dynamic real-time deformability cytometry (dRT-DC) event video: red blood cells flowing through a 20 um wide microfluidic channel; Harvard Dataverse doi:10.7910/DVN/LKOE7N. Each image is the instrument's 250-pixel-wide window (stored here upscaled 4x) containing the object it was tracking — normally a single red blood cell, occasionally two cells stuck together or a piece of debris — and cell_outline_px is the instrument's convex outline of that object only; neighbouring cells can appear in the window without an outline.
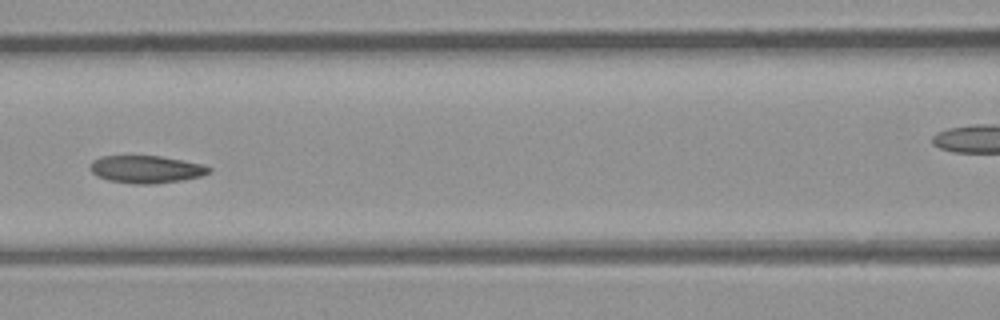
{"species": "common noctule bat (a hibernating species)", "species_latin": "Nyctalus noctula", "temperature_condition": "room temperature", "stored_images_in_passage": 49, "camera_frame_rate_fps": 3000, "um_per_image_px": 0.085, "animal": {"sex": "male", "body_mass_g": 23.1, "forearm_length_mm": 52.7}, "frame": {"image": 1, "passage_image": 22, "time_ms": 7.0, "image_size_px": [1000, 320], "cell_outline_px": [[212, 172], [200, 176], [184, 180], [156, 184], [136, 184], [108, 180], [96, 176], [88, 168], [88, 164], [92, 160], [100, 156], [160, 156], [200, 164], [212, 168]], "centroid_in_image_um": [12.38, 14.4], "position_along_channel_um": 154.2, "area_um2": 19.19}, "authors_computed_cell_mechanics": {"area_um2": 19.5942, "velocity_mm_per_s": 4.2978, "shape_relaxation_time_tau1_ms": 9.076, "shape_relaxation_time_tau2_ms": 3.3923, "deformation_change_tau1": 0.1326, "deformation_change_tau2": 0.0785}}